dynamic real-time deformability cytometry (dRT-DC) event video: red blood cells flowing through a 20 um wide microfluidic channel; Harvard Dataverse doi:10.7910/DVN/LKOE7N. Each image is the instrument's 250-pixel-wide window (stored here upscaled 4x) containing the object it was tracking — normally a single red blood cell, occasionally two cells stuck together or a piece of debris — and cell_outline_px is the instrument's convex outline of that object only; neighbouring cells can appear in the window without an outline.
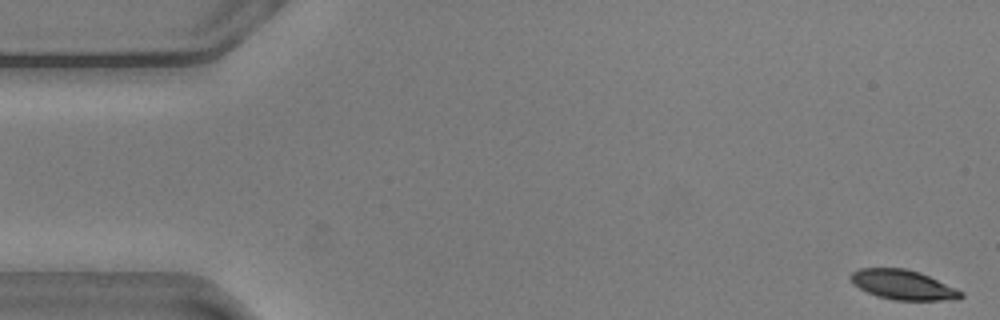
{"species": "common noctule bat (a hibernating species)", "species_latin": "Nyctalus noctula", "temperature_condition": "warm", "stored_images_in_passage": 10, "camera_frame_rate_fps": 3000, "um_per_image_px": 0.085, "animal": {"sex": "male", "body_mass_g": 20.5, "forearm_length_mm": 52.5}, "frame": {"image": 1, "passage_image": 1, "time_ms": 0.0, "image_size_px": [1000, 320], "cell_outline_px": [[964, 296], [956, 300], [892, 300], [876, 296], [860, 288], [848, 276], [852, 272], [860, 268], [904, 268], [920, 272], [956, 288], [964, 292]], "centroid_in_image_um": [76.79, 24.21], "position_along_channel_um": 8.2, "area_um2": 19.07}}